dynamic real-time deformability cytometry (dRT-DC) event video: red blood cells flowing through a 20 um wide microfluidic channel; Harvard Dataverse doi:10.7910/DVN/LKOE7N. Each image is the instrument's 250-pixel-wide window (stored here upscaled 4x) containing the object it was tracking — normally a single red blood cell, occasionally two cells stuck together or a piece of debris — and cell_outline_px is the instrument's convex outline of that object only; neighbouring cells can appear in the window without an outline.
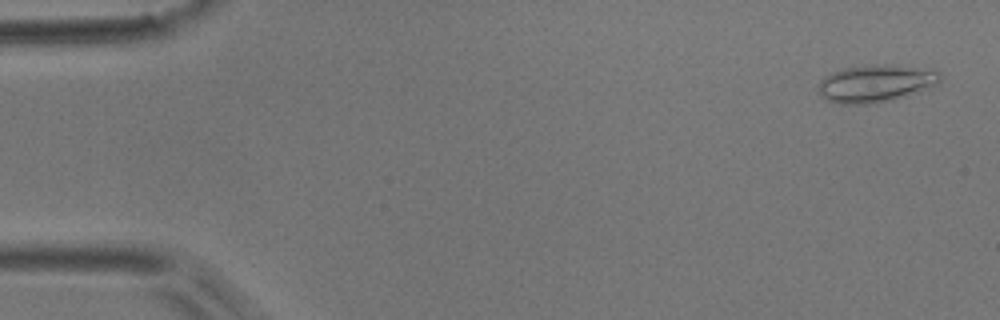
{"species": "common noctule bat (a hibernating species)", "species_latin": "Nyctalus noctula", "temperature_condition": "room temperature", "stored_images_in_passage": 54, "camera_frame_rate_fps": 3000, "um_per_image_px": 0.085, "animal": {"sex": "male", "body_mass_g": 17.9}, "frame": {"image": 1, "passage_image": 2, "time_ms": 0.333, "image_size_px": [1000, 320], "cell_outline_px": [[940, 80], [936, 84], [892, 100], [872, 104], [840, 104], [828, 100], [820, 92], [820, 80], [824, 76], [832, 72], [844, 68], [876, 64], [888, 64], [940, 72]], "centroid_in_image_um": [74.38, 7.09], "position_along_channel_um": 10.6, "area_um2": 25.84}}
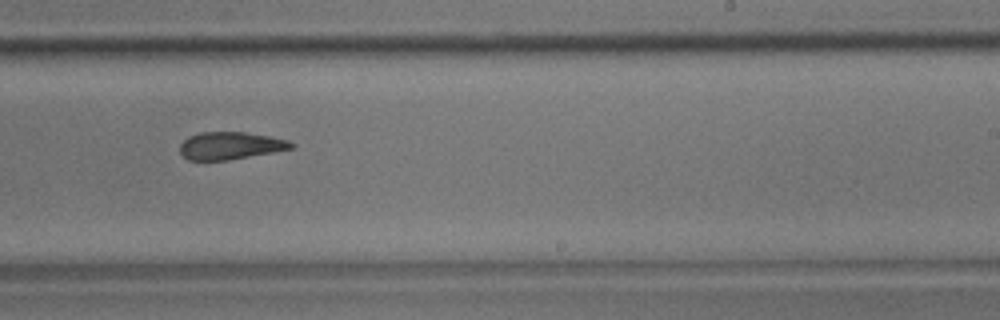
{"frame": {"image": 2, "passage_image": 33, "time_ms": 10.667, "image_size_px": [1000, 320], "cell_outline_px": [[296, 144], [292, 148], [272, 152], [228, 160], [188, 160], [180, 152], [180, 144], [188, 136], [200, 132], [244, 132], [268, 136], [288, 140]], "centroid_in_image_um": [19.56, 12.38], "position_along_channel_um": 269.4, "area_um2": 17.69}}
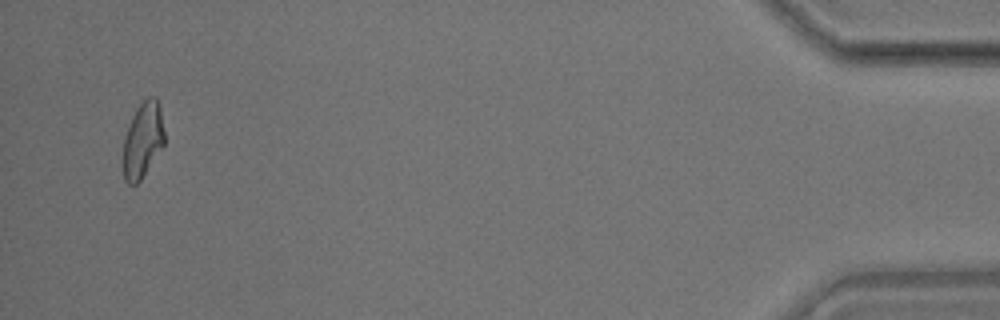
{"frame": {"image": 3, "passage_image": 52, "time_ms": 17.0, "image_size_px": [1000, 320], "cell_outline_px": [[164, 144], [140, 180], [136, 184], [128, 184], [124, 180], [124, 136], [132, 116], [136, 108], [148, 96], [156, 96], [160, 108], [164, 132]], "centroid_in_image_um": [12.14, 11.87], "position_along_channel_um": 423.1, "area_um2": 17.92}, "authors_computed_cell_mechanics": {"area_um2": 19.1896, "velocity_mm_per_s": 3.6966, "shape_relaxation_time_tau1_ms": null, "shape_relaxation_time_tau2_ms": 2.0343, "deformation_change_tau1": null, "deformation_change_tau2": 0.0951}}